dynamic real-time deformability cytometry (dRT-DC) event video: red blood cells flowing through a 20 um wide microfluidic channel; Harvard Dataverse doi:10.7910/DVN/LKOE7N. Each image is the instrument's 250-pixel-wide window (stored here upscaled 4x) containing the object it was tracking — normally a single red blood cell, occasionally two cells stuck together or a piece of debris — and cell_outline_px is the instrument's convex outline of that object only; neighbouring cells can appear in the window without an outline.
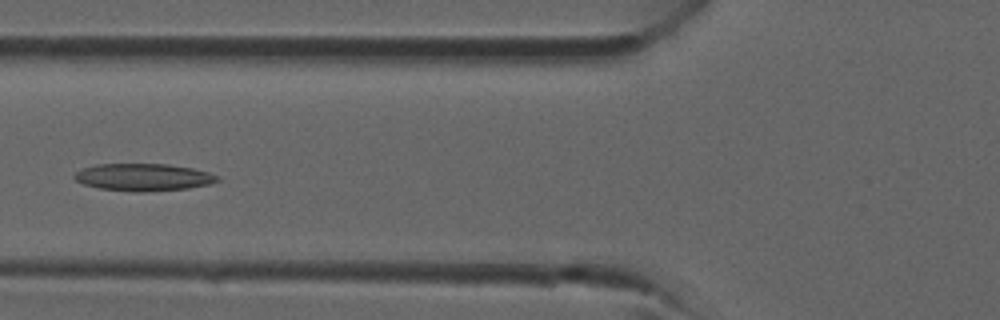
{"species": "common noctule bat (a hibernating species)", "species_latin": "Nyctalus noctula", "temperature_condition": "room temperature", "stored_images_in_passage": 37, "camera_frame_rate_fps": 3000, "um_per_image_px": 0.085, "animal": {"sex": "male", "forearm_length_mm": 52.5}, "frame": {"image": 1, "passage_image": 14, "time_ms": 4.333, "image_size_px": [1000, 320], "cell_outline_px": [[220, 180], [208, 184], [188, 188], [136, 192], [100, 188], [84, 184], [76, 180], [72, 176], [76, 172], [84, 168], [96, 164], [168, 164], [192, 168], [208, 172], [220, 176]], "centroid_in_image_um": [12.19, 15.05], "position_along_channel_um": 113.6, "area_um2": 22.54}}
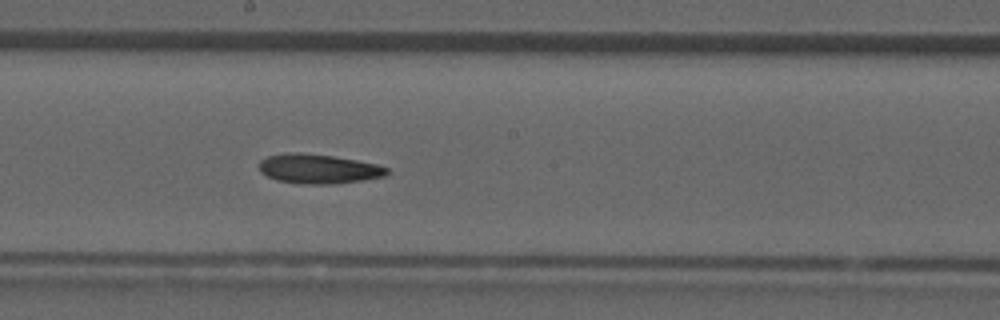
{"frame": {"image": 2, "passage_image": 20, "time_ms": 6.333, "image_size_px": [1000, 320], "cell_outline_px": [[388, 172], [384, 176], [364, 180], [332, 184], [300, 184], [276, 180], [260, 172], [260, 160], [268, 156], [288, 152], [300, 152], [332, 156], [356, 160], [376, 164], [388, 168]], "centroid_in_image_um": [27.05, 14.35], "position_along_channel_um": 221.2, "area_um2": 21.91}}
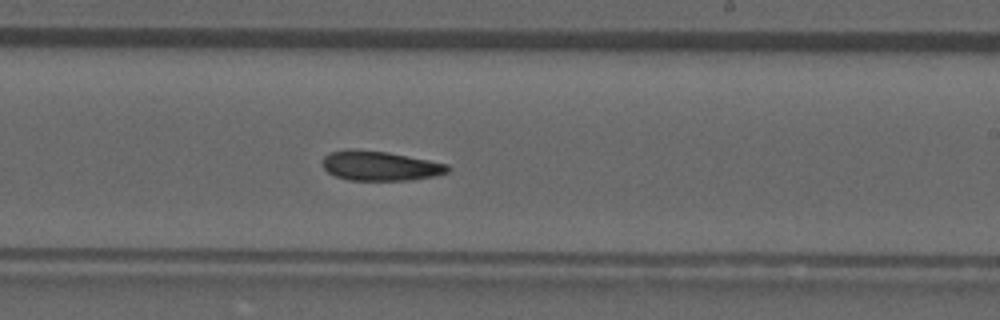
{"frame": {"image": 3, "passage_image": 22, "time_ms": 7.0, "image_size_px": [1000, 320], "cell_outline_px": [[452, 168], [448, 172], [432, 176], [412, 180], [348, 180], [336, 176], [328, 172], [324, 168], [320, 160], [328, 152], [344, 148], [352, 148], [388, 152], [448, 164]], "centroid_in_image_um": [32.24, 14.08], "position_along_channel_um": 256.8, "area_um2": 21.91}}